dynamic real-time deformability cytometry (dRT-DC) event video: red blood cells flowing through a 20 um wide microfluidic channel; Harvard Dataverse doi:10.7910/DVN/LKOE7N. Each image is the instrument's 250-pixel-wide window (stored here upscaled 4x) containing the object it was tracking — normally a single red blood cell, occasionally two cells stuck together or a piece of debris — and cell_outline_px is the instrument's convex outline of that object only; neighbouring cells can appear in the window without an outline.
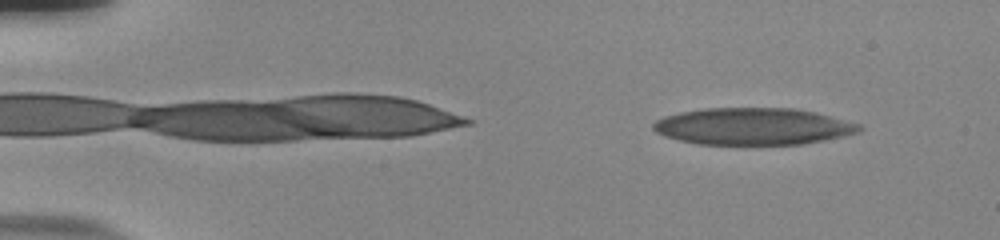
{"species": "human", "species_latin": "Homo sapiens", "temperature_condition": "room temperature", "stored_images_in_passage": 55, "camera_frame_rate_fps": 3000, "um_per_image_px": 0.085, "donor": {"sex": "male"}, "frame": {"image": 1, "passage_image": 6, "time_ms": 1.667, "image_size_px": [1000, 240], "cell_outline_px": [[860, 132], [800, 144], [700, 144], [680, 140], [664, 136], [656, 132], [652, 128], [652, 124], [656, 120], [664, 116], [680, 112], [708, 108], [792, 108], [812, 112], [860, 124]], "centroid_in_image_um": [63.93, 10.74], "position_along_channel_um": 21.1, "area_um2": 43.7}}
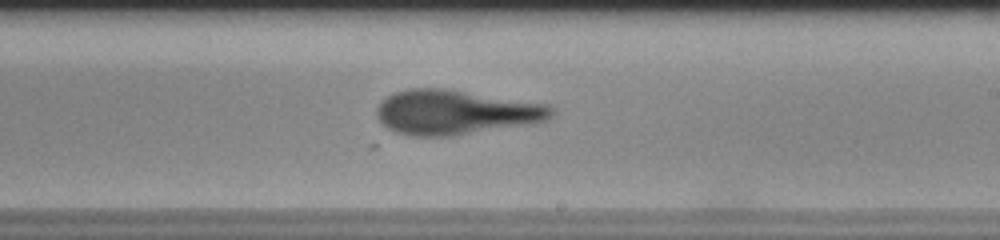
{"frame": {"image": 2, "passage_image": 34, "time_ms": 11.0, "image_size_px": [1000, 240], "cell_outline_px": [[552, 116], [544, 120], [452, 136], [408, 136], [396, 132], [388, 128], [376, 116], [376, 108], [392, 92], [408, 88], [444, 88], [544, 104], [552, 108]], "centroid_in_image_um": [38.6, 9.53], "position_along_channel_um": 250.4, "area_um2": 44.51}}
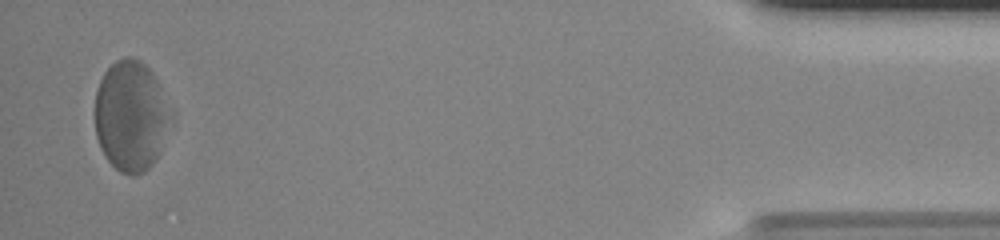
{"frame": {"image": 3, "passage_image": 54, "time_ms": 17.667, "image_size_px": [1000, 240], "cell_outline_px": [[160, 152], [152, 164], [144, 172], [132, 176], [128, 176], [120, 172], [104, 156], [100, 148], [96, 136], [96, 88], [104, 72], [116, 60], [124, 56], [132, 56], [140, 60], [152, 72], [156, 84], [160, 112]], "centroid_in_image_um": [10.91, 9.87], "position_along_channel_um": 424.3, "area_um2": 45.43}, "authors_computed_cell_mechanics": {"area_um2": 45.373, "velocity_mm_per_s": 3.6847, "shape_relaxation_time_tau1_ms": 6.3005, "shape_relaxation_time_tau2_ms": 1.8067, "deformation_change_tau1": 0.2561, "deformation_change_tau2": 0.1214}}